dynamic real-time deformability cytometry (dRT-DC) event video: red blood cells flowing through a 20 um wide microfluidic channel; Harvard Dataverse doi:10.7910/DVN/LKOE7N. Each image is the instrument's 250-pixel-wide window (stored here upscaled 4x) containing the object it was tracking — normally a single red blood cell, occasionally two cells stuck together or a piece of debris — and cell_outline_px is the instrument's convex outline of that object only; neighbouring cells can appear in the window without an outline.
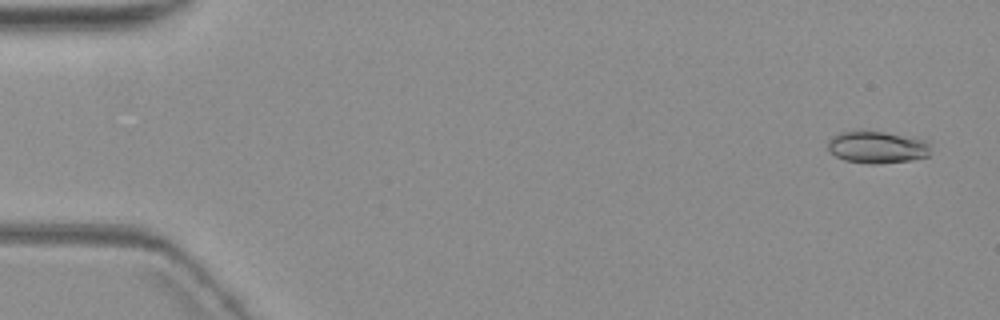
{"species": "common noctule bat (a hibernating species)", "species_latin": "Nyctalus noctula", "temperature_condition": "warm", "stored_images_in_passage": 5, "camera_frame_rate_fps": 3000, "um_per_image_px": 0.085, "animal": {"sex": "female", "body_mass_g": 19.3, "forearm_length_mm": 54.1}, "frame": {"image": 1, "passage_image": 1, "time_ms": 0.0, "image_size_px": [1000, 320], "cell_outline_px": [[928, 156], [912, 160], [876, 164], [868, 164], [844, 160], [828, 152], [828, 140], [832, 136], [840, 132], [856, 128], [864, 128], [928, 140]], "centroid_in_image_um": [74.48, 12.47], "position_along_channel_um": 10.5, "area_um2": 19.88}}